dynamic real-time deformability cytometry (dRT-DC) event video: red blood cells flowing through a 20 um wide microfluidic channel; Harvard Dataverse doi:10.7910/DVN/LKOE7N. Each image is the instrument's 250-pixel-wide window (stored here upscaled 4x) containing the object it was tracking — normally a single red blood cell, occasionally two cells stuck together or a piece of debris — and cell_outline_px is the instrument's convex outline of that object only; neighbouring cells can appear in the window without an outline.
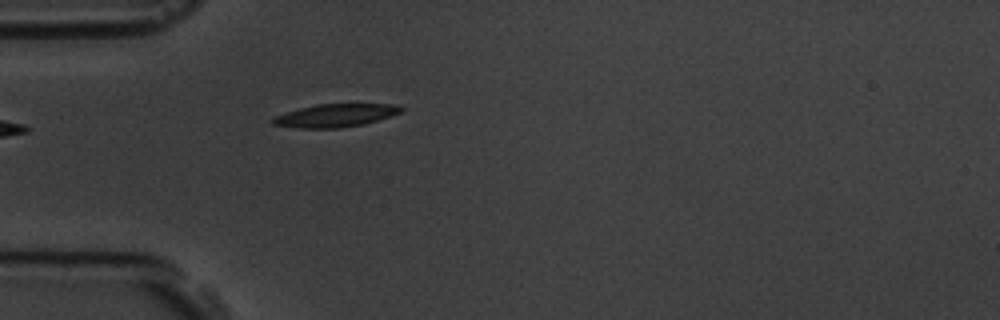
{"species": "common noctule bat (a hibernating species)", "species_latin": "Nyctalus noctula", "temperature_condition": "room temperature", "stored_images_in_passage": 1, "camera_frame_rate_fps": 3000, "um_per_image_px": 0.085, "animal": {"sex": "male", "body_mass_g": 19.5, "forearm_length_mm": 54.6}, "frame": {"image": 1, "passage_image": 1, "time_ms": 0.0, "image_size_px": [1000, 320], "cell_outline_px": [[404, 108], [400, 112], [364, 124], [340, 128], [296, 128], [272, 124], [268, 120], [272, 116], [300, 108], [316, 104], [396, 104]], "centroid_in_image_um": [28.42, 9.82], "position_along_channel_um": 56.6, "area_um2": 17.22}}